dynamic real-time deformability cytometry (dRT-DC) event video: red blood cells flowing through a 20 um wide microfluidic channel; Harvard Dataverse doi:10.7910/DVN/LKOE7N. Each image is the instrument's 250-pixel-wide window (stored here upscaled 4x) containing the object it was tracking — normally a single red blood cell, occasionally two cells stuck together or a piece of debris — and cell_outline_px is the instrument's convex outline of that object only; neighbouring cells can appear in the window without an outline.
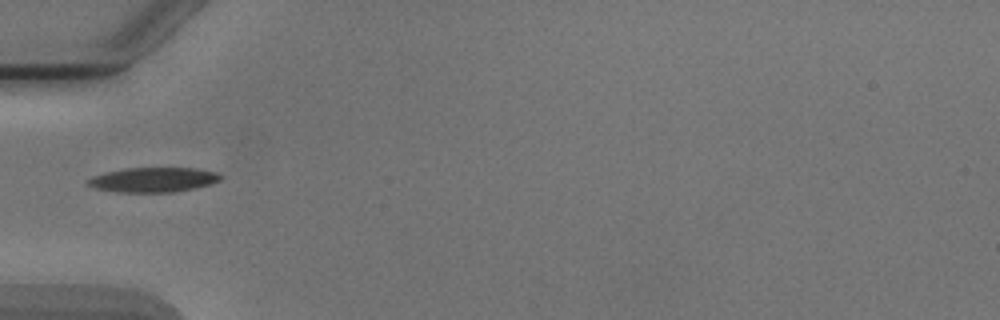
{"species": "Egyptian fruit bat (a non-hibernating species)", "species_latin": "Rousettus aegyptiacus", "temperature_condition": "cold", "stored_images_in_passage": 5, "segment_of_instrument_passage": [2, 2], "camera_frame_rate_fps": 3000, "um_per_image_px": 0.085, "animal": {"sex": "male"}, "frame": {"image": 1, "passage_image": 5, "time_ms": 5.333, "image_size_px": [1000, 320], "cell_outline_px": [[224, 176], [220, 180], [208, 184], [192, 188], [172, 192], [116, 192], [96, 188], [88, 184], [84, 180], [92, 176], [104, 172], [124, 168], [196, 168], [216, 172]], "centroid_in_image_um": [12.98, 15.27], "position_along_channel_um": 72.0, "area_um2": 19.07}}